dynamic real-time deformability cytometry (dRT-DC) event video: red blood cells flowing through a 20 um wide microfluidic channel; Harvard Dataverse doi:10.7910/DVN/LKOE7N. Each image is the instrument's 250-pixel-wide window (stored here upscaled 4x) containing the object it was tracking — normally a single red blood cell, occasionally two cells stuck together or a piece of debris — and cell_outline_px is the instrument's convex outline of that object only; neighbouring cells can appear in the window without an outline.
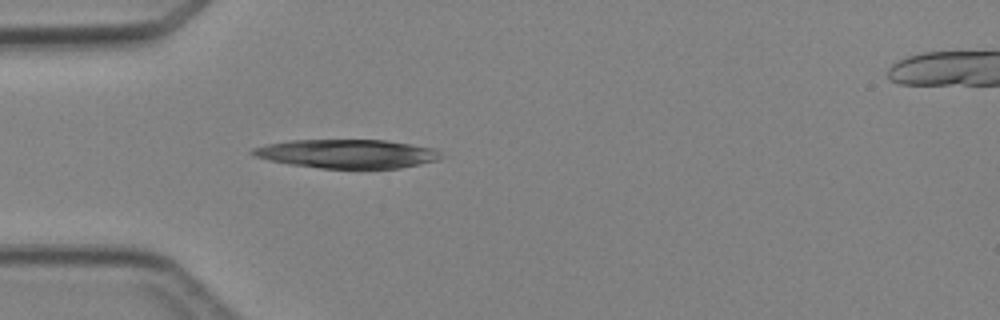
{"species": "Egyptian fruit bat (a non-hibernating species)", "species_latin": "Rousettus aegyptiacus", "temperature_condition": "cold", "stored_images_in_passage": 3, "camera_frame_rate_fps": 3000, "um_per_image_px": 0.085, "animal": {"sex": "female"}, "frame": {"image": 1, "passage_image": 3, "time_ms": 2.333, "image_size_px": [1000, 320], "cell_outline_px": [[444, 156], [440, 160], [400, 168], [320, 168], [288, 164], [268, 160], [252, 156], [248, 152], [252, 148], [268, 144], [292, 140], [384, 140], [432, 148], [440, 152]], "centroid_in_image_um": [29.47, 13.07], "position_along_channel_um": 55.5, "area_um2": 31.62}}